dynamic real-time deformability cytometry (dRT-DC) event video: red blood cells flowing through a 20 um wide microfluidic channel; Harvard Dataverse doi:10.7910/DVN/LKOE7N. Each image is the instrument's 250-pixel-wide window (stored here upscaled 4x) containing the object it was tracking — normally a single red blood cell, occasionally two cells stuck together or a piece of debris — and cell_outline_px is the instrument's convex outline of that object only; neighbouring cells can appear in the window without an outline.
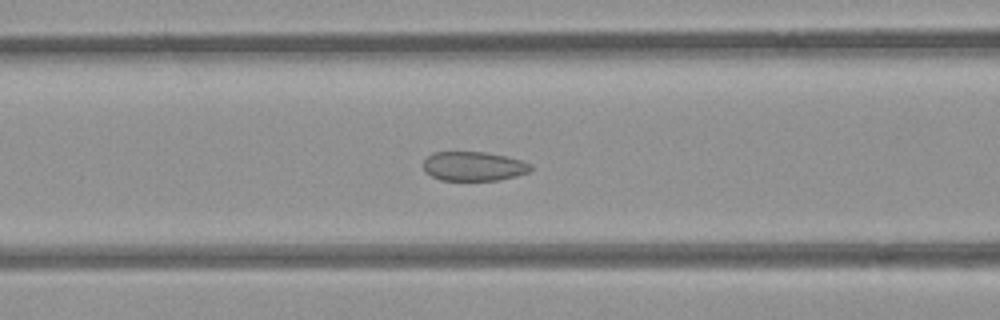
{"species": "common noctule bat (a hibernating species)", "species_latin": "Nyctalus noctula", "temperature_condition": "room temperature", "stored_images_in_passage": 53, "camera_frame_rate_fps": 3000, "um_per_image_px": 0.085, "animal": {"sex": "female", "body_mass_g": 21.9}, "frame": {"image": 1, "passage_image": 21, "time_ms": 6.667, "image_size_px": [1000, 320], "cell_outline_px": [[532, 168], [528, 172], [516, 176], [496, 180], [440, 180], [432, 176], [424, 168], [424, 160], [428, 156], [436, 152], [484, 152], [504, 156], [520, 160], [532, 164]], "centroid_in_image_um": [40.27, 14.13], "position_along_channel_um": 126.3, "area_um2": 18.03}}
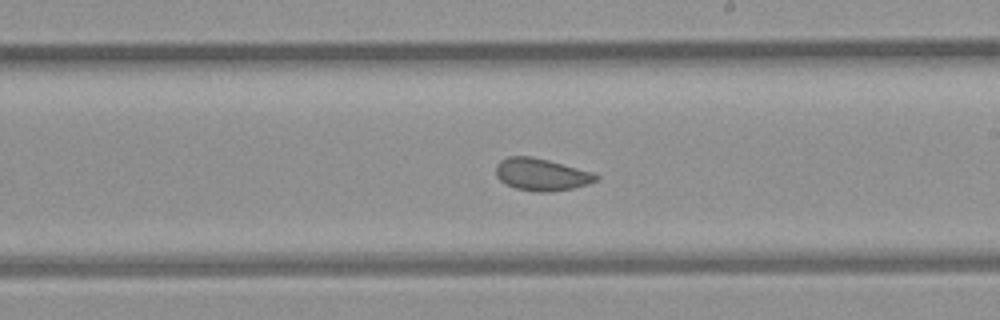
{"frame": {"image": 2, "passage_image": 30, "time_ms": 9.667, "image_size_px": [1000, 320], "cell_outline_px": [[600, 176], [596, 180], [588, 184], [572, 188], [552, 192], [536, 192], [516, 188], [500, 180], [496, 176], [496, 164], [500, 160], [508, 156], [532, 156], [548, 160], [592, 172]], "centroid_in_image_um": [46.0, 14.83], "position_along_channel_um": 243.0, "area_um2": 18.73}}
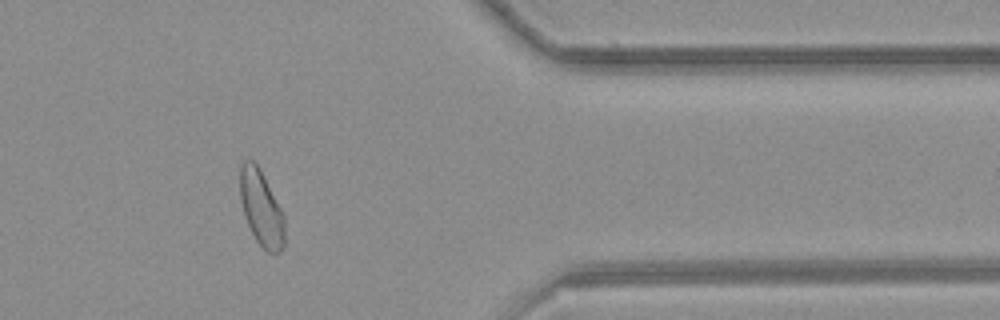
{"frame": {"image": 3, "passage_image": 43, "time_ms": 14.0, "image_size_px": [1000, 320], "cell_outline_px": [[284, 248], [280, 252], [268, 252], [256, 240], [248, 224], [240, 200], [240, 168], [244, 160], [252, 160], [260, 168], [284, 212]], "centroid_in_image_um": [22.23, 17.67], "position_along_channel_um": 389.2, "area_um2": 19.65}, "authors_computed_cell_mechanics": {"area_um2": 20.6346, "velocity_mm_per_s": 3.8894, "shape_relaxation_time_tau1_ms": null, "shape_relaxation_time_tau2_ms": 1.9723, "deformation_change_tau1": null, "deformation_change_tau2": 0.0666}}